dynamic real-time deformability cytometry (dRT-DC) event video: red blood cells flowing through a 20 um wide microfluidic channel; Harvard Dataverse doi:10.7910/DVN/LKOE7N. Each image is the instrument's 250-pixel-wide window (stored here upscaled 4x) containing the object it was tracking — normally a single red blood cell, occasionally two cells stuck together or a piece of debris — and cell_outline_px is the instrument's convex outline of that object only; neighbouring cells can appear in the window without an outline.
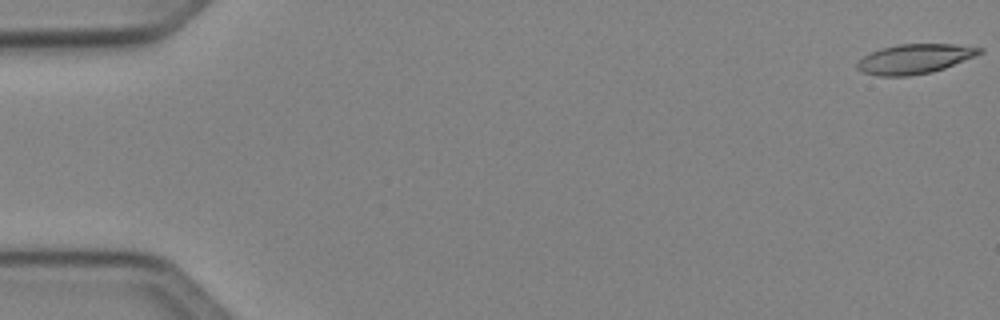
{"species": "Egyptian fruit bat (a non-hibernating species)", "species_latin": "Rousettus aegyptiacus", "temperature_condition": "cold", "stored_images_in_passage": 38, "camera_frame_rate_fps": 3000, "um_per_image_px": 0.085, "animal": {"sex": "female"}, "frame": {"image": 1, "passage_image": 1, "time_ms": 0.0, "image_size_px": [1000, 320], "cell_outline_px": [[984, 52], [944, 68], [932, 72], [908, 76], [880, 76], [860, 72], [856, 68], [856, 64], [864, 56], [880, 48], [900, 44], [952, 44], [984, 48]], "centroid_in_image_um": [77.73, 5.01], "position_along_channel_um": 7.3, "area_um2": 21.04}}
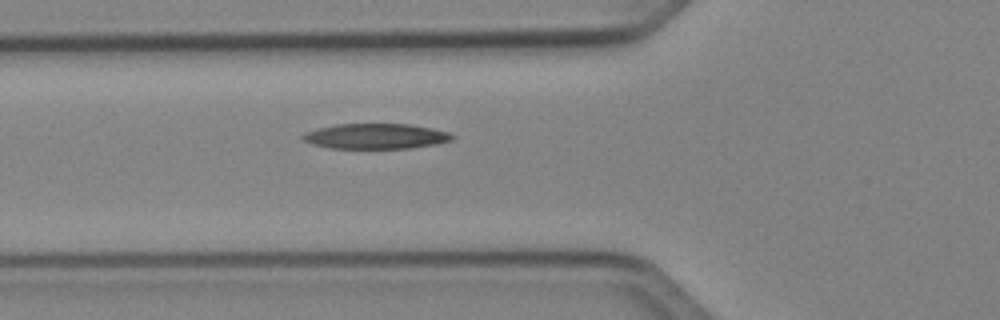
{"frame": {"image": 2, "passage_image": 19, "time_ms": 6.0, "image_size_px": [1000, 320], "cell_outline_px": [[456, 136], [452, 140], [436, 144], [408, 148], [328, 148], [312, 144], [300, 140], [300, 136], [304, 132], [336, 124], [412, 124], [432, 128], [448, 132]], "centroid_in_image_um": [31.92, 11.58], "position_along_channel_um": 93.9, "area_um2": 22.14}}
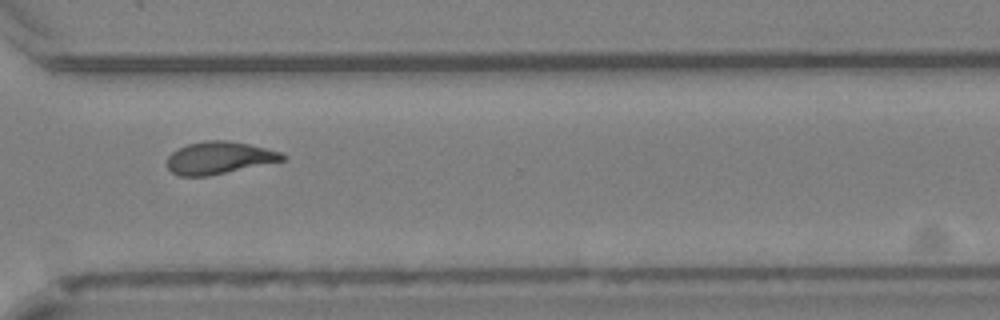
{"frame": {"image": 3, "passage_image": 38, "time_ms": 12.333, "image_size_px": [1000, 320], "cell_outline_px": [[288, 160], [208, 176], [180, 176], [172, 172], [168, 168], [168, 156], [172, 152], [188, 144], [208, 140], [224, 140], [248, 144], [280, 152], [288, 156]], "centroid_in_image_um": [18.67, 13.43], "position_along_channel_um": 351.9, "area_um2": 21.68}}